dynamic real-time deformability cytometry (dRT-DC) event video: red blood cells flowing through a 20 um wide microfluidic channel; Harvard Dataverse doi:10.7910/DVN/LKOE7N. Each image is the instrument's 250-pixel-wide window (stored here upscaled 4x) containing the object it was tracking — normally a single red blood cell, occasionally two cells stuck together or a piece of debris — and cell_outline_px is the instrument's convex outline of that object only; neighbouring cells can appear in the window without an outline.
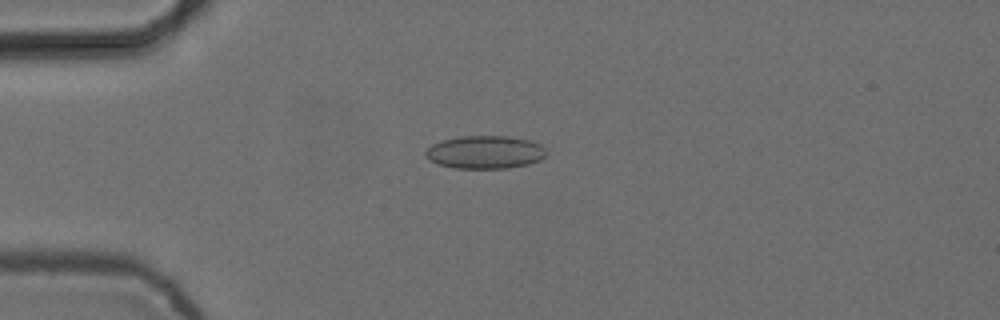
{"species": "common noctule bat (a hibernating species)", "species_latin": "Nyctalus noctula", "temperature_condition": "cold", "stored_images_in_passage": 4, "camera_frame_rate_fps": 3000, "um_per_image_px": 0.085, "animal": {"sex": "female", "body_mass_g": 24.6, "forearm_length_mm": 56.2}, "frame": {"image": 1, "passage_image": 4, "time_ms": 1.0, "image_size_px": [1000, 320], "cell_outline_px": [[544, 156], [540, 160], [528, 164], [508, 168], [452, 168], [428, 160], [424, 156], [424, 152], [432, 144], [444, 140], [460, 136], [508, 136], [532, 140], [540, 144], [544, 148]], "centroid_in_image_um": [41.21, 12.93], "position_along_channel_um": 43.8, "area_um2": 23.24}}